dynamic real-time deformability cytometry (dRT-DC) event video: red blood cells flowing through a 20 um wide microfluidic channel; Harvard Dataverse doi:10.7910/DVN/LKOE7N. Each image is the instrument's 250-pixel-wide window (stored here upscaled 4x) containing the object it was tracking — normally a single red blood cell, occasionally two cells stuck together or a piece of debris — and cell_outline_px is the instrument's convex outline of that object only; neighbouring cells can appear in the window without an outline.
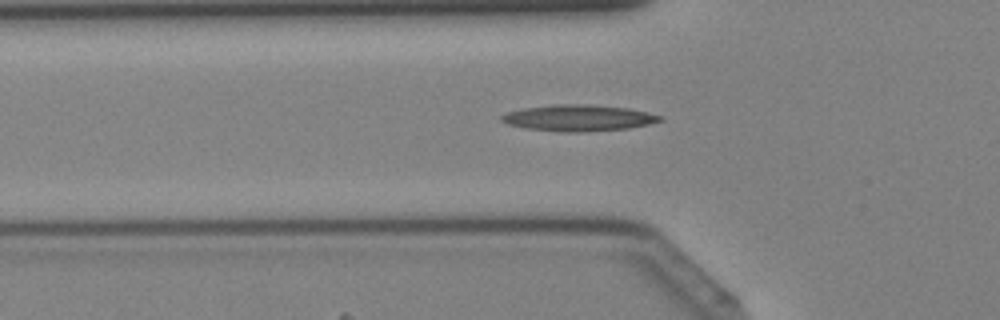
{"species": "Egyptian fruit bat (a non-hibernating species)", "species_latin": "Rousettus aegyptiacus", "temperature_condition": "cold", "stored_images_in_passage": 25, "camera_frame_rate_fps": 3000, "um_per_image_px": 0.085, "animal": {"sex": "female"}, "frame": {"image": 1, "passage_image": 5, "time_ms": 1.333, "image_size_px": [1000, 320], "cell_outline_px": [[664, 120], [648, 124], [628, 128], [588, 132], [560, 132], [524, 128], [508, 124], [500, 120], [500, 116], [508, 112], [524, 108], [552, 104], [588, 104], [628, 108], [648, 112], [664, 116]], "centroid_in_image_um": [49.18, 10.02], "position_along_channel_um": 76.6, "area_um2": 24.51}}
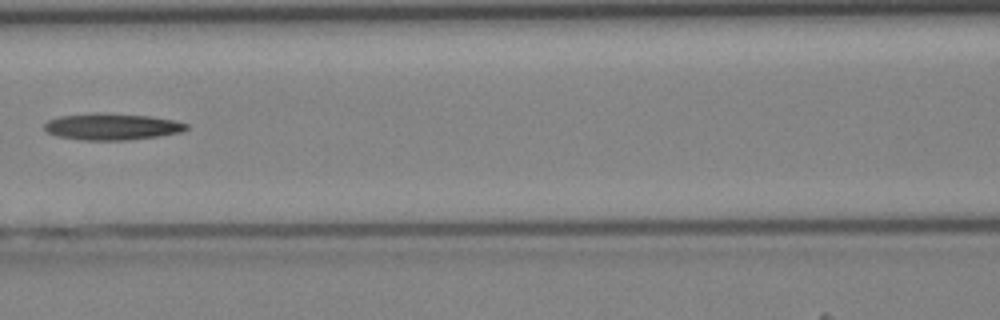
{"frame": {"image": 2, "passage_image": 10, "time_ms": 3.0, "image_size_px": [1000, 320], "cell_outline_px": [[188, 128], [180, 132], [160, 136], [128, 140], [84, 140], [56, 136], [48, 132], [44, 128], [44, 124], [48, 120], [60, 116], [148, 116], [172, 120], [188, 124]], "centroid_in_image_um": [9.54, 10.83], "position_along_channel_um": 157.1, "area_um2": 20.63}}
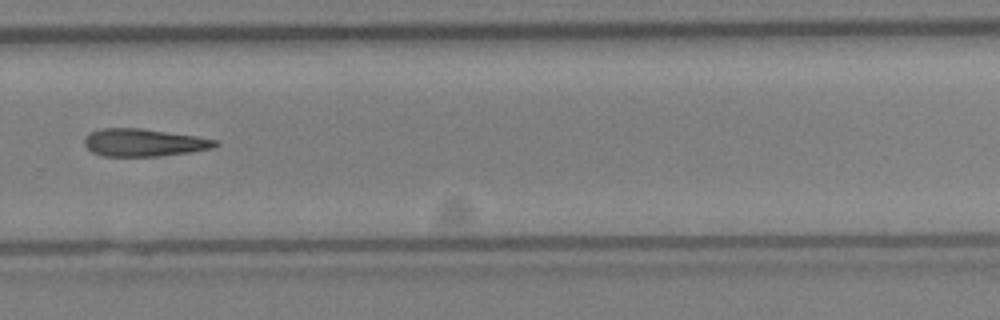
{"frame": {"image": 3, "passage_image": 20, "time_ms": 6.333, "image_size_px": [1000, 320], "cell_outline_px": [[220, 144], [212, 148], [188, 152], [160, 156], [104, 156], [92, 152], [84, 144], [84, 140], [92, 132], [100, 128], [140, 128], [196, 136], [216, 140]], "centroid_in_image_um": [12.23, 12.12], "position_along_channel_um": 317.6, "area_um2": 20.81}}